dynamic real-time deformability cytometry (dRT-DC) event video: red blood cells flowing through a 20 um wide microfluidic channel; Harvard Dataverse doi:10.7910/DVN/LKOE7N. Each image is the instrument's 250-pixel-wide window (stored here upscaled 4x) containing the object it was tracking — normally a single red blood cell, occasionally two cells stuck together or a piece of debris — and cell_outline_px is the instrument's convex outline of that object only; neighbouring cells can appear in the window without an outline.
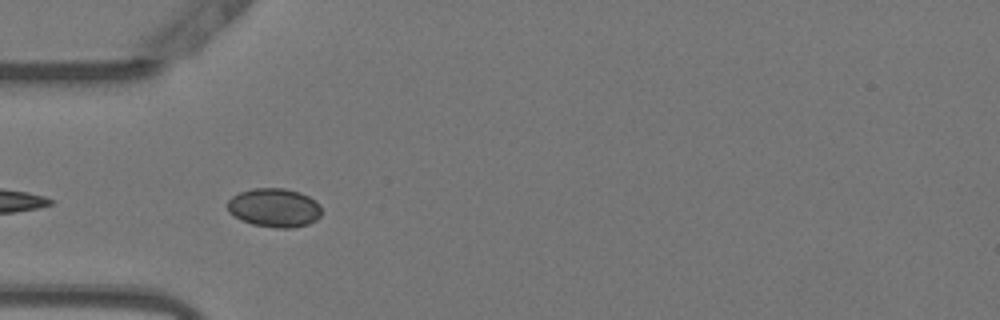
{"species": "Egyptian fruit bat (a non-hibernating species)", "species_latin": "Rousettus aegyptiacus", "temperature_condition": "warm", "stored_images_in_passage": 5, "camera_frame_rate_fps": 3000, "um_per_image_px": 0.085, "animal": {"sex": "female"}, "frame": {"image": 1, "passage_image": 3, "time_ms": 0.667, "image_size_px": [1000, 320], "cell_outline_px": [[320, 216], [316, 220], [308, 224], [292, 228], [276, 228], [252, 224], [240, 220], [228, 212], [228, 200], [232, 196], [240, 192], [252, 188], [284, 188], [300, 192], [316, 200], [320, 204]], "centroid_in_image_um": [23.31, 17.65], "position_along_channel_um": 61.7, "area_um2": 21.44}}